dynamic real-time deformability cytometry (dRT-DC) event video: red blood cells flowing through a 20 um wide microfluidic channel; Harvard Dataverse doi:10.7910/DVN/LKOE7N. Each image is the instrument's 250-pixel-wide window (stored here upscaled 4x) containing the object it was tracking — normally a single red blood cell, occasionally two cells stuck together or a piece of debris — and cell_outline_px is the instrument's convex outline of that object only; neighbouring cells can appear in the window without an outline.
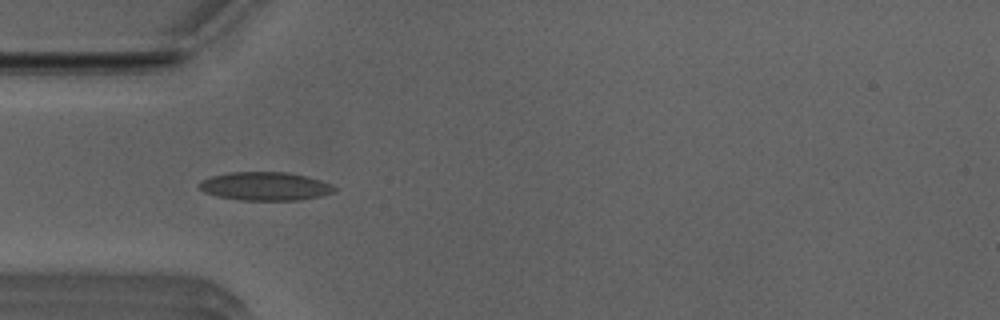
{"species": "Egyptian fruit bat (a non-hibernating species)", "species_latin": "Rousettus aegyptiacus", "temperature_condition": "room temperature", "stored_images_in_passage": 43, "camera_frame_rate_fps": 3000, "um_per_image_px": 0.085, "animal": {"sex": "male"}, "frame": {"image": 1, "passage_image": 7, "time_ms": 2.0, "image_size_px": [1000, 320], "cell_outline_px": [[336, 192], [324, 196], [300, 200], [240, 200], [216, 196], [204, 192], [200, 188], [200, 180], [212, 176], [232, 172], [288, 172], [320, 180], [332, 184], [336, 188]], "centroid_in_image_um": [22.58, 15.84], "position_along_channel_um": 62.4, "area_um2": 22.48}}
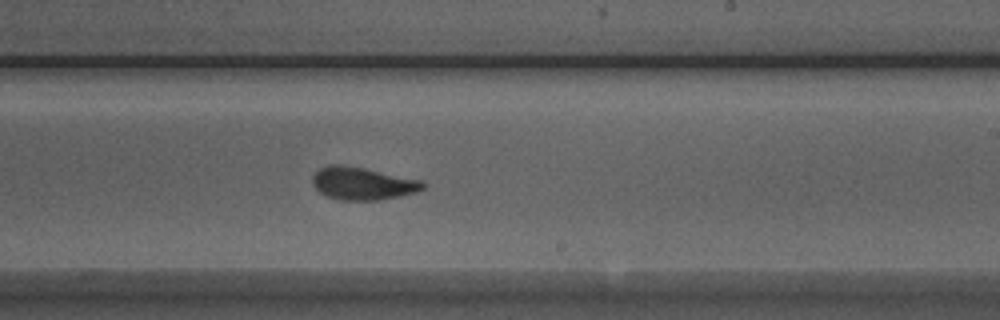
{"frame": {"image": 2, "passage_image": 22, "time_ms": 7.0, "image_size_px": [1000, 320], "cell_outline_px": [[428, 184], [424, 188], [416, 192], [400, 196], [380, 200], [340, 200], [328, 196], [320, 192], [312, 184], [312, 176], [320, 168], [328, 164], [340, 164], [364, 168], [424, 180]], "centroid_in_image_um": [30.85, 15.59], "position_along_channel_um": 258.1, "area_um2": 21.21}}
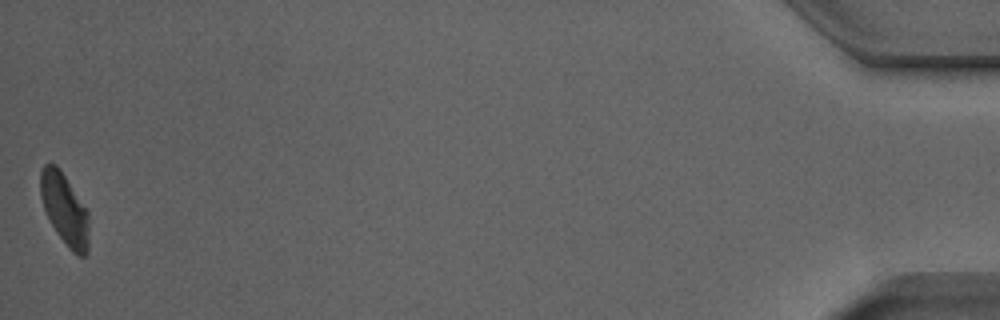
{"frame": {"image": 3, "passage_image": 43, "time_ms": 14.0, "image_size_px": [1000, 320], "cell_outline_px": [[88, 252], [84, 256], [80, 256], [72, 252], [68, 248], [56, 232], [44, 208], [40, 196], [40, 172], [44, 164], [56, 164], [88, 212]], "centroid_in_image_um": [5.48, 17.81], "position_along_channel_um": 429.7, "area_um2": 19.83}, "authors_computed_cell_mechanics": {"area_um2": 20.9814, "velocity_mm_per_s": 3.9327, "shape_relaxation_time_tau1_ms": 4.1558, "shape_relaxation_time_tau2_ms": 1.0469, "deformation_change_tau1": 0.1218, "deformation_change_tau2": 0.0673}}